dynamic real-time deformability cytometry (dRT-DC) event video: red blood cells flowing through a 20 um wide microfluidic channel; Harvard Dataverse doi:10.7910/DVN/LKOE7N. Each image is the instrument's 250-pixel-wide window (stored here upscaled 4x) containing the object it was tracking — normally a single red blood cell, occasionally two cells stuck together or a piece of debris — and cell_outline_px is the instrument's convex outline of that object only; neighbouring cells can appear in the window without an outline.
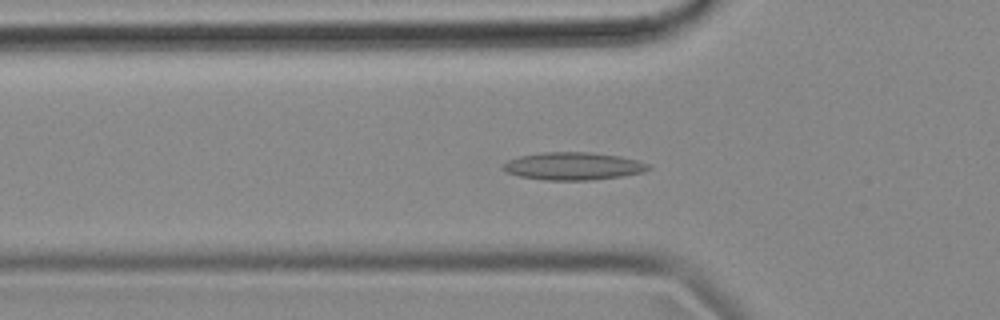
{"species": "common noctule bat (a hibernating species)", "species_latin": "Nyctalus noctula", "temperature_condition": "cold", "stored_images_in_passage": 55, "camera_frame_rate_fps": 3000, "um_per_image_px": 0.085, "animal": {"sex": "female", "body_mass_g": 18.4}, "frame": {"image": 1, "passage_image": 18, "time_ms": 5.667, "image_size_px": [1000, 320], "cell_outline_px": [[652, 168], [644, 172], [620, 176], [592, 180], [544, 180], [520, 176], [508, 172], [500, 168], [508, 160], [520, 156], [544, 152], [592, 152], [620, 156], [636, 160], [648, 164]], "centroid_in_image_um": [48.73, 14.12], "position_along_channel_um": 77.1, "area_um2": 23.35}}
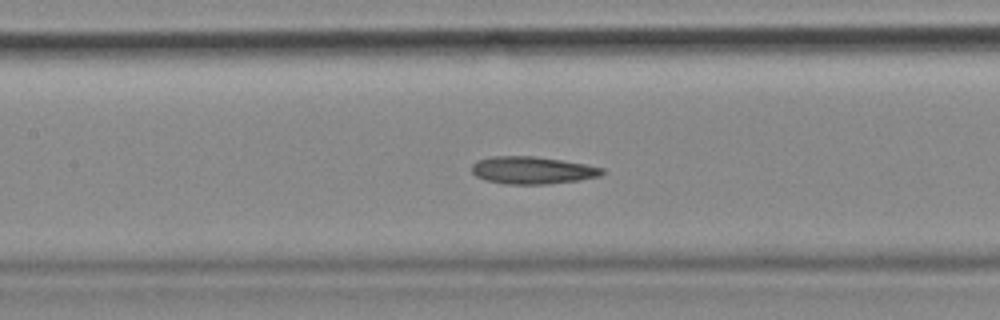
{"frame": {"image": 2, "passage_image": 25, "time_ms": 8.0, "image_size_px": [1000, 320], "cell_outline_px": [[604, 172], [600, 176], [580, 180], [548, 184], [504, 184], [484, 180], [476, 176], [472, 172], [472, 164], [476, 160], [492, 156], [536, 156], [584, 164], [604, 168]], "centroid_in_image_um": [45.22, 14.47], "position_along_channel_um": 162.2, "area_um2": 20.92}}
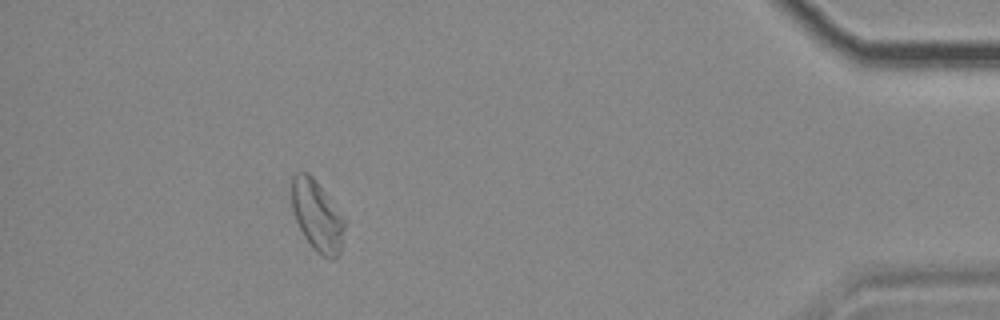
{"frame": {"image": 3, "passage_image": 50, "time_ms": 16.333, "image_size_px": [1000, 320], "cell_outline_px": [[348, 220], [340, 252], [332, 260], [316, 252], [312, 248], [304, 236], [296, 220], [292, 208], [292, 176], [296, 172], [308, 172], [316, 180]], "centroid_in_image_um": [27.0, 18.34], "position_along_channel_um": 408.2, "area_um2": 22.25}, "authors_computed_cell_mechanics": {"area_um2": 21.6172, "velocity_mm_per_s": 3.6352, "shape_relaxation_time_tau1_ms": null, "shape_relaxation_time_tau2_ms": 2.5248, "deformation_change_tau1": null, "deformation_change_tau2": 0.0971}}